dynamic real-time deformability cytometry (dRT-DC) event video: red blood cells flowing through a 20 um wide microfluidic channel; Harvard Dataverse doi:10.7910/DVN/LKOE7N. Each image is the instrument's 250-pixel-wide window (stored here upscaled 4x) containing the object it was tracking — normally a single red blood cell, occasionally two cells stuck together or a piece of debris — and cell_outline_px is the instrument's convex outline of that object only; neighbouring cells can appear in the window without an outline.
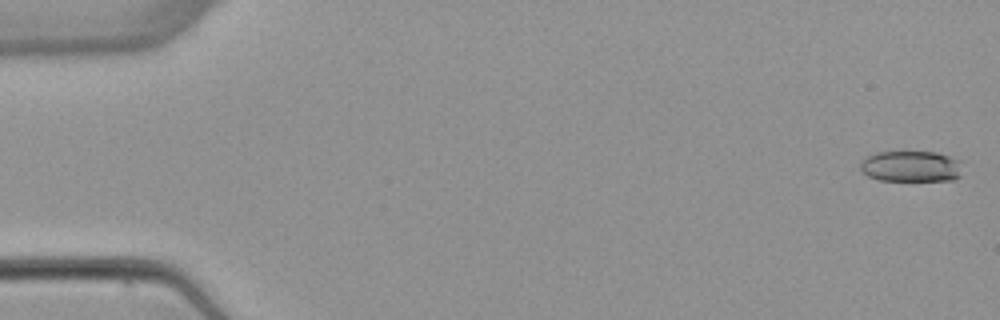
{"species": "common noctule bat (a hibernating species)", "species_latin": "Nyctalus noctula", "temperature_condition": "warm", "stored_images_in_passage": 7, "camera_frame_rate_fps": 3000, "um_per_image_px": 0.085, "animal": {"sex": "female", "body_mass_g": 22.7, "forearm_length_mm": 54.2}, "frame": {"image": 1, "passage_image": 1, "time_ms": 0.0, "image_size_px": [1000, 320], "cell_outline_px": [[960, 176], [956, 180], [880, 180], [868, 176], [860, 168], [860, 164], [868, 156], [876, 152], [936, 152], [960, 160]], "centroid_in_image_um": [77.45, 14.14], "position_along_channel_um": 7.5, "area_um2": 18.26}}
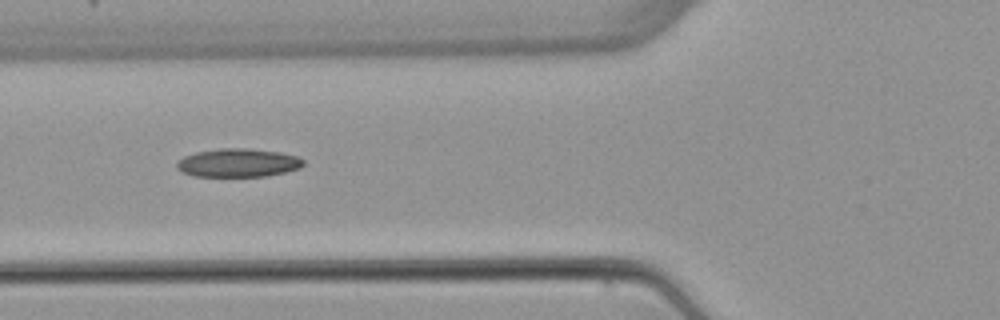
{"frame": {"image": 2, "passage_image": 6, "time_ms": 6.333, "image_size_px": [1000, 320], "cell_outline_px": [[304, 164], [300, 168], [284, 172], [264, 176], [196, 176], [184, 172], [176, 168], [176, 164], [184, 156], [196, 152], [220, 148], [248, 148], [280, 152], [296, 156], [304, 160]], "centroid_in_image_um": [20.25, 13.83], "position_along_channel_um": 105.6, "area_um2": 20.81}}
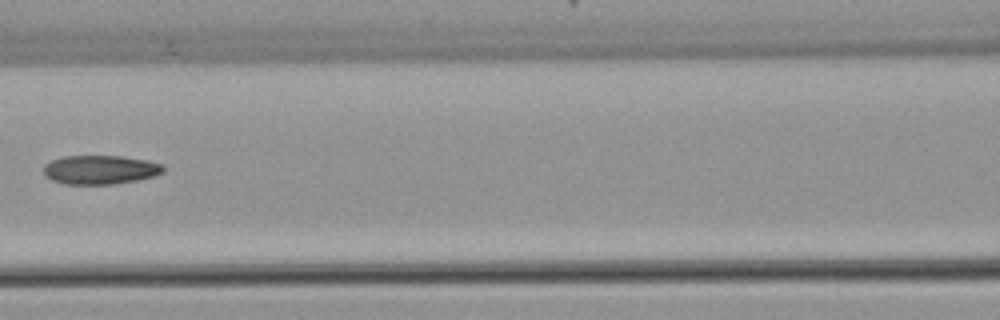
{"frame": {"image": 3, "passage_image": 7, "time_ms": 7.667, "image_size_px": [1000, 320], "cell_outline_px": [[164, 172], [152, 176], [136, 180], [112, 184], [60, 184], [44, 176], [44, 164], [52, 160], [64, 156], [120, 156], [148, 160], [164, 164]], "centroid_in_image_um": [8.5, 14.42], "position_along_channel_um": 158.1, "area_um2": 20.29}}